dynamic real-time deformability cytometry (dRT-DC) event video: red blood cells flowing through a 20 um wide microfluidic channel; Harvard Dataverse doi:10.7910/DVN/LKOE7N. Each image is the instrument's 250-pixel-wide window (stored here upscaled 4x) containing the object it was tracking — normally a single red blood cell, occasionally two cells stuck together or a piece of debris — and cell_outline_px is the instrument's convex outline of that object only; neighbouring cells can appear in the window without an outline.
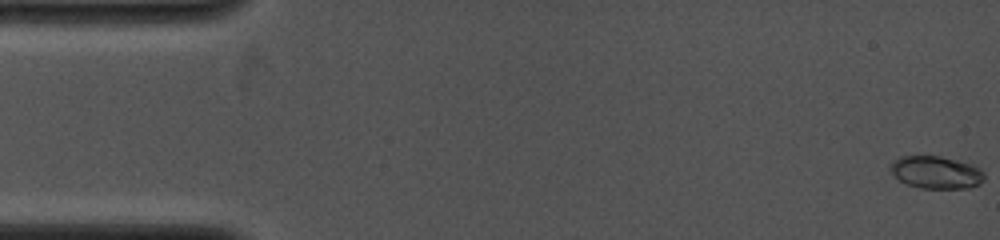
{"species": "common noctule bat (a hibernating species)", "species_latin": "Nyctalus noctula", "temperature_condition": "cold", "stored_images_in_passage": 58, "camera_frame_rate_fps": 4000, "um_per_image_px": 0.085, "animal": {"sex": "female", "body_mass_g": 19.0, "forearm_length_mm": 53.3}, "frame": {"image": 1, "passage_image": 1, "time_ms": 0.0, "image_size_px": [1000, 240], "cell_outline_px": [[984, 180], [980, 184], [968, 188], [920, 188], [908, 184], [900, 180], [888, 168], [892, 160], [900, 156], [940, 156], [972, 164], [980, 168], [984, 172]], "centroid_in_image_um": [79.57, 14.64], "position_along_channel_um": 5.4, "area_um2": 17.86}}
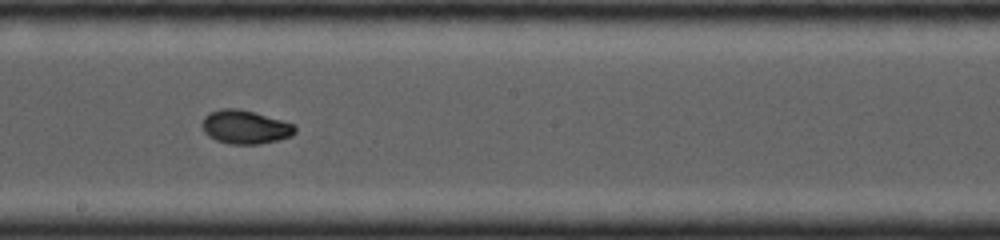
{"frame": {"image": 2, "passage_image": 38, "time_ms": 8.25, "image_size_px": [1000, 240], "cell_outline_px": [[296, 132], [292, 136], [280, 140], [260, 144], [228, 144], [216, 140], [208, 136], [204, 132], [200, 124], [204, 116], [208, 112], [220, 108], [236, 108], [252, 112], [296, 124]], "centroid_in_image_um": [20.82, 10.8], "position_along_channel_um": 227.4, "area_um2": 18.5}}
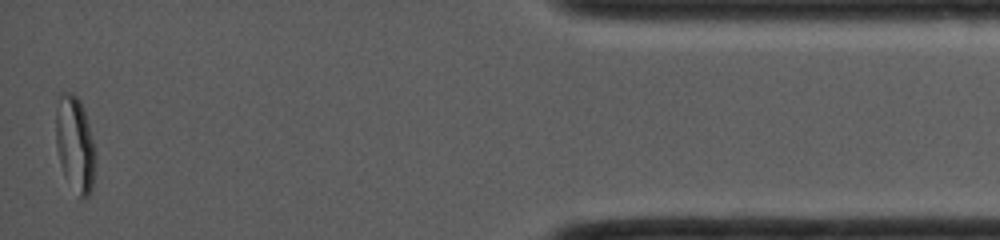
{"frame": {"image": 3, "passage_image": 58, "time_ms": 14.25, "image_size_px": [1000, 240], "cell_outline_px": [[96, 160], [92, 188], [88, 196], [80, 200], [64, 176], [60, 164], [56, 148], [56, 108], [60, 92], [72, 92], [80, 100], [88, 124], [96, 156]], "centroid_in_image_um": [6.36, 12.29], "position_along_channel_um": 428.8, "area_um2": 22.2}}